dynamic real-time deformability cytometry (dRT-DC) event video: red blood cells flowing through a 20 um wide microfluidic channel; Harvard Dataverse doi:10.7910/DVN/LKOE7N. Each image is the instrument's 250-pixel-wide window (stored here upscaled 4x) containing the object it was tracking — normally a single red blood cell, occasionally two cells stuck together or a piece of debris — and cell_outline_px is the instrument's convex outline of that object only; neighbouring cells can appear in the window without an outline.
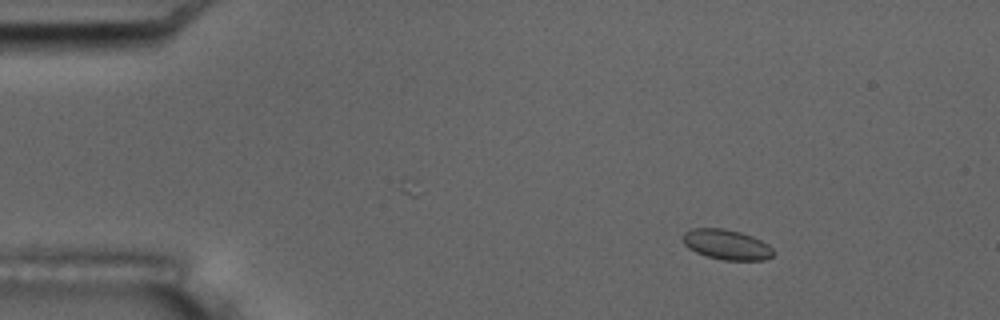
{"species": "common noctule bat (a hibernating species)", "species_latin": "Nyctalus noctula", "temperature_condition": "room temperature", "stored_images_in_passage": 4, "camera_frame_rate_fps": 3000, "um_per_image_px": 0.085, "animal": {"sex": "male", "body_mass_g": 17.5, "forearm_length_mm": 52.3}, "frame": {"image": 1, "passage_image": 2, "time_ms": 1.333, "image_size_px": [1000, 320], "cell_outline_px": [[776, 252], [772, 256], [764, 260], [724, 260], [708, 256], [696, 252], [688, 248], [680, 240], [680, 236], [684, 232], [692, 228], [724, 228], [740, 232], [752, 236], [768, 244]], "centroid_in_image_um": [61.73, 20.78], "position_along_channel_um": 23.3, "area_um2": 16.07}}